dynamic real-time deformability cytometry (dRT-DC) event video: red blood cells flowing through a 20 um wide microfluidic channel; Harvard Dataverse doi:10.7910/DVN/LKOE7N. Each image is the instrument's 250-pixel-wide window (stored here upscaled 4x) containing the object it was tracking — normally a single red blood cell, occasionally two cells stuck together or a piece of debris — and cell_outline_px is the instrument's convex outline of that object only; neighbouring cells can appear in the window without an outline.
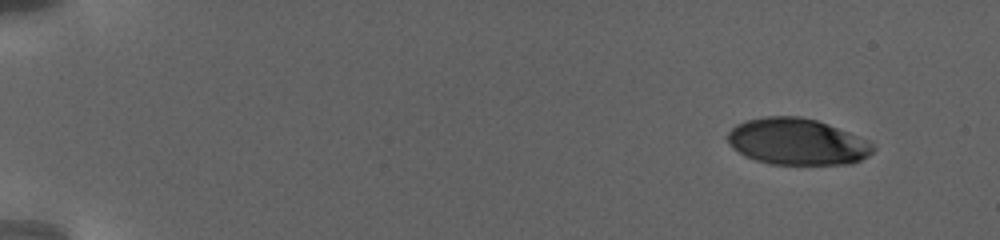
{"species": "human", "species_latin": "Homo sapiens", "temperature_condition": "warm", "stored_images_in_passage": 68, "camera_frame_rate_fps": 3000, "um_per_image_px": 0.085, "donor": {"sex": "female"}, "frame": {"image": 1, "passage_image": 1, "time_ms": 0.0, "image_size_px": [1000, 240], "cell_outline_px": [[876, 148], [868, 156], [852, 164], [768, 164], [756, 160], [732, 148], [724, 136], [736, 124], [748, 120], [764, 116], [800, 116], [816, 120], [828, 124], [848, 132], [872, 144]], "centroid_in_image_um": [67.72, 12.04], "position_along_channel_um": 17.3, "area_um2": 39.25}}
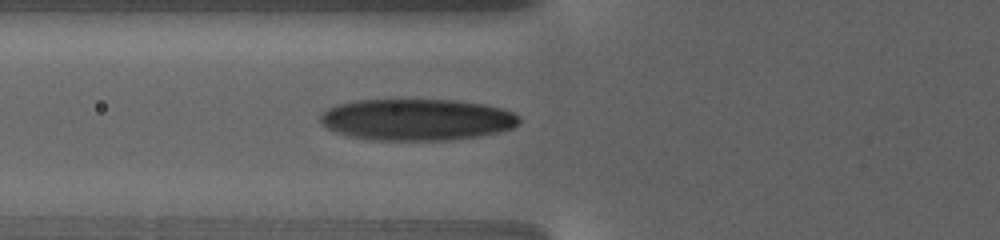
{"frame": {"image": 2, "passage_image": 47, "time_ms": 8.0, "image_size_px": [1000, 240], "cell_outline_px": [[520, 124], [512, 128], [500, 132], [452, 140], [368, 140], [348, 136], [324, 128], [320, 124], [320, 116], [328, 108], [340, 104], [356, 100], [452, 100], [484, 104], [500, 108], [512, 112], [520, 116]], "centroid_in_image_um": [35.41, 10.18], "position_along_channel_um": 90.4, "area_um2": 48.38}}
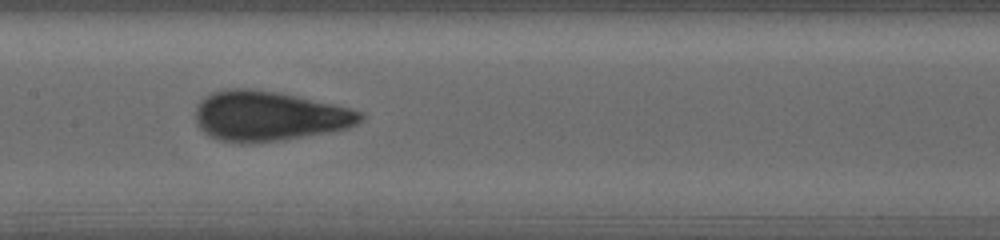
{"frame": {"image": 3, "passage_image": 67, "time_ms": 11.333, "image_size_px": [1000, 240], "cell_outline_px": [[364, 116], [356, 124], [348, 128], [328, 132], [280, 140], [240, 144], [220, 140], [208, 136], [196, 124], [196, 108], [200, 100], [204, 96], [212, 92], [224, 88], [248, 88], [280, 92], [332, 104], [364, 112]], "centroid_in_image_um": [22.8, 9.86], "position_along_channel_um": 184.6, "area_um2": 48.03}}